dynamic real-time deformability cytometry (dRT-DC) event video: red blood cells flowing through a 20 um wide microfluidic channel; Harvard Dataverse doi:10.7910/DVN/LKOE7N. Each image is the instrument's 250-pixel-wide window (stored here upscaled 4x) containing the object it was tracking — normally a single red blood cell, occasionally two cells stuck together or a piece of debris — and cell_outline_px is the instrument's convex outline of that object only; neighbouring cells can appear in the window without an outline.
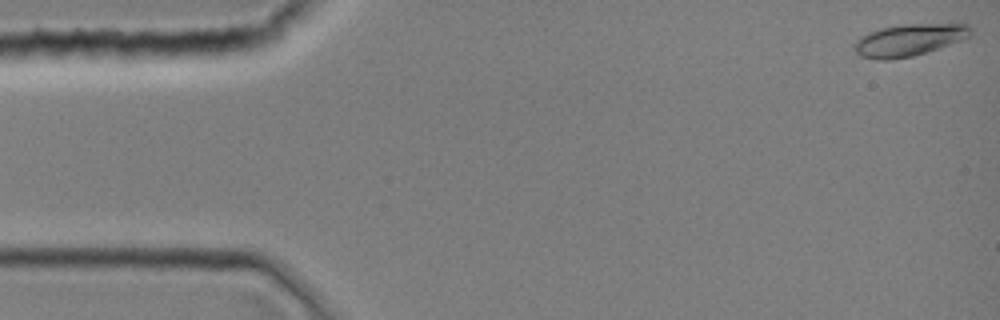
{"species": "common noctule bat (a hibernating species)", "species_latin": "Nyctalus noctula", "temperature_condition": "room temperature", "stored_images_in_passage": 11, "camera_frame_rate_fps": 3000, "um_per_image_px": 0.085, "animal": {"sex": "female", "body_mass_g": 19.0, "forearm_length_mm": 51.5}, "frame": {"image": 1, "passage_image": 1, "time_ms": 0.0, "image_size_px": [1000, 320], "cell_outline_px": [[972, 32], [968, 36], [960, 40], [912, 56], [888, 60], [876, 60], [860, 56], [856, 52], [852, 44], [860, 36], [868, 32], [880, 28], [904, 24], [968, 24], [972, 28]], "centroid_in_image_um": [77.19, 3.4], "position_along_channel_um": 7.8, "area_um2": 21.5}}
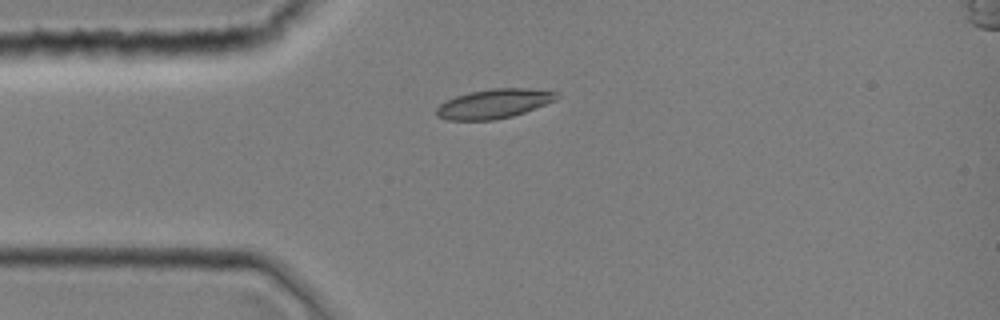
{"frame": {"image": 2, "passage_image": 10, "time_ms": 3.0, "image_size_px": [1000, 320], "cell_outline_px": [[560, 96], [556, 100], [524, 112], [512, 116], [492, 120], [448, 120], [436, 116], [436, 108], [440, 104], [456, 96], [468, 92], [492, 88], [528, 88], [556, 92]], "centroid_in_image_um": [41.97, 8.81], "position_along_channel_um": 43.0, "area_um2": 20.46}}